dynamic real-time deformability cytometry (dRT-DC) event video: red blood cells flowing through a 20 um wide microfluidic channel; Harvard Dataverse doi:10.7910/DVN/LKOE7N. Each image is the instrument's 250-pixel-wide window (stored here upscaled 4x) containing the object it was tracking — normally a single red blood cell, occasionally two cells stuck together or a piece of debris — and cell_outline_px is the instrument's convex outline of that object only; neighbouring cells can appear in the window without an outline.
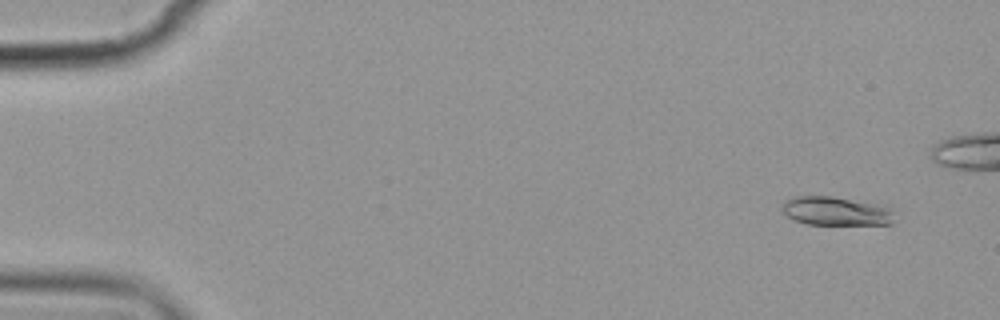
{"species": "common noctule bat (a hibernating species)", "species_latin": "Nyctalus noctula", "temperature_condition": "cold", "stored_images_in_passage": 8, "camera_frame_rate_fps": 3000, "um_per_image_px": 0.085, "animal": {"sex": "female", "body_mass_g": 19.9}, "frame": {"image": 1, "passage_image": 1, "time_ms": 0.0, "image_size_px": [1000, 320], "cell_outline_px": [[896, 208], [892, 224], [808, 224], [796, 220], [788, 216], [780, 208], [780, 204], [784, 200], [792, 196], [832, 196], [884, 204]], "centroid_in_image_um": [71.12, 17.91], "position_along_channel_um": 13.9, "area_um2": 19.36}}
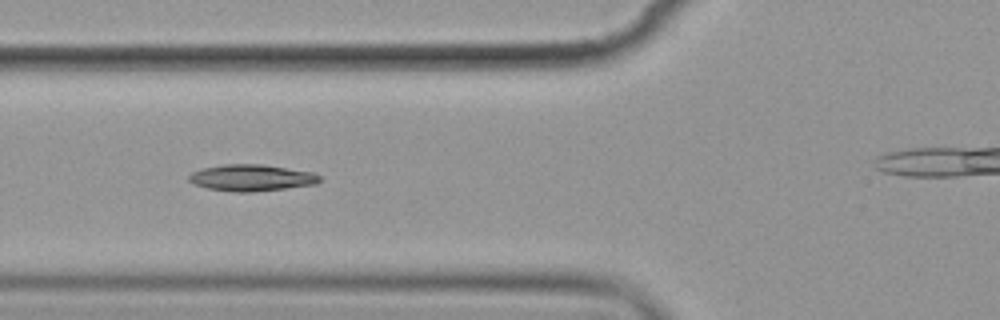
{"frame": {"image": 2, "passage_image": 6, "time_ms": 6.0, "image_size_px": [1000, 320], "cell_outline_px": [[320, 180], [316, 184], [252, 192], [236, 192], [208, 188], [192, 184], [188, 180], [188, 176], [192, 172], [204, 168], [224, 164], [260, 164], [312, 172], [320, 176]], "centroid_in_image_um": [21.34, 15.11], "position_along_channel_um": 104.5, "area_um2": 20.0}}
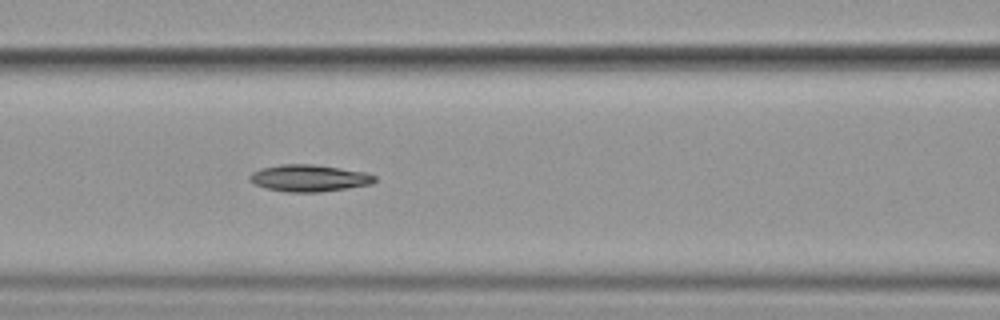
{"frame": {"image": 3, "passage_image": 7, "time_ms": 7.0, "image_size_px": [1000, 320], "cell_outline_px": [[376, 180], [372, 184], [348, 188], [320, 192], [288, 192], [264, 188], [252, 184], [248, 180], [248, 176], [252, 172], [260, 168], [280, 164], [312, 164], [368, 172], [376, 176]], "centroid_in_image_um": [26.24, 15.14], "position_along_channel_um": 140.4, "area_um2": 19.88}}